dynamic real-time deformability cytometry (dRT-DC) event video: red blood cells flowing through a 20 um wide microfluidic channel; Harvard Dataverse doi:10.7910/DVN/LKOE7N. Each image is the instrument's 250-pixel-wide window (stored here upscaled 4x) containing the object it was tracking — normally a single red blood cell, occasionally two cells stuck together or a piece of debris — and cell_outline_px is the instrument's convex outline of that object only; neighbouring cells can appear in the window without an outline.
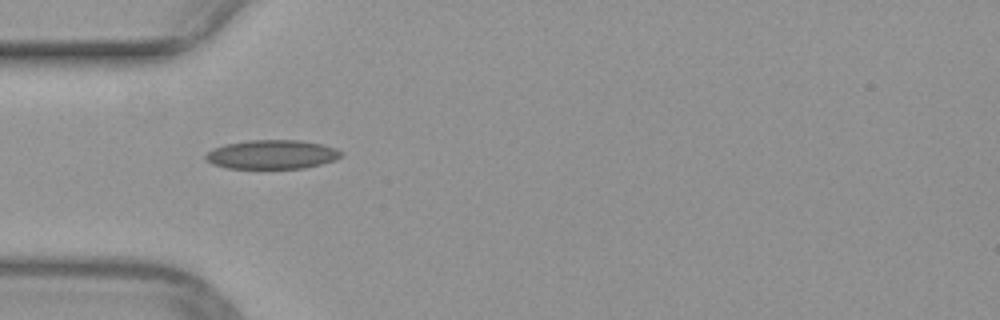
{"species": "common noctule bat (a hibernating species)", "species_latin": "Nyctalus noctula", "temperature_condition": "warm", "stored_images_in_passage": 36, "camera_frame_rate_fps": 3000, "um_per_image_px": 0.085, "animal": {"sex": "female", "body_mass_g": 29.2, "forearm_length_mm": 56.3}, "frame": {"image": 1, "passage_image": 1, "time_ms": 0.0, "image_size_px": [1000, 320], "cell_outline_px": [[344, 152], [336, 160], [304, 168], [228, 168], [212, 164], [204, 160], [204, 156], [212, 148], [224, 144], [248, 140], [300, 140], [324, 144], [336, 148]], "centroid_in_image_um": [23.11, 13.12], "position_along_channel_um": 61.9, "area_um2": 23.12}}
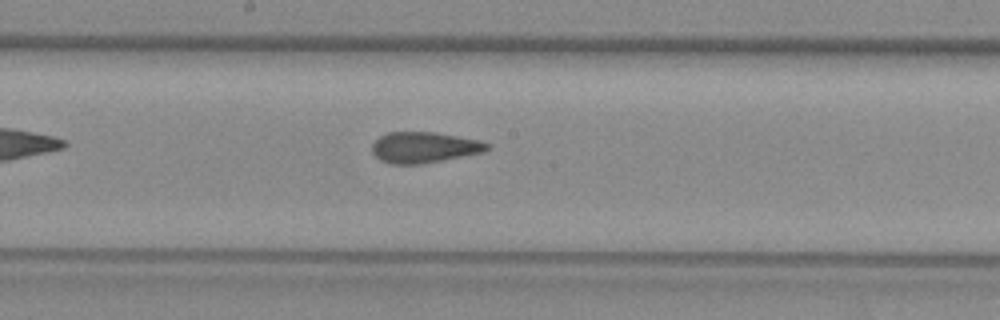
{"frame": {"image": 2, "passage_image": 12, "time_ms": 3.667, "image_size_px": [1000, 320], "cell_outline_px": [[488, 148], [484, 152], [420, 164], [392, 164], [380, 160], [372, 152], [372, 144], [380, 136], [388, 132], [436, 132], [480, 140], [488, 144]], "centroid_in_image_um": [36.03, 12.52], "position_along_channel_um": 212.2, "area_um2": 20.58}}
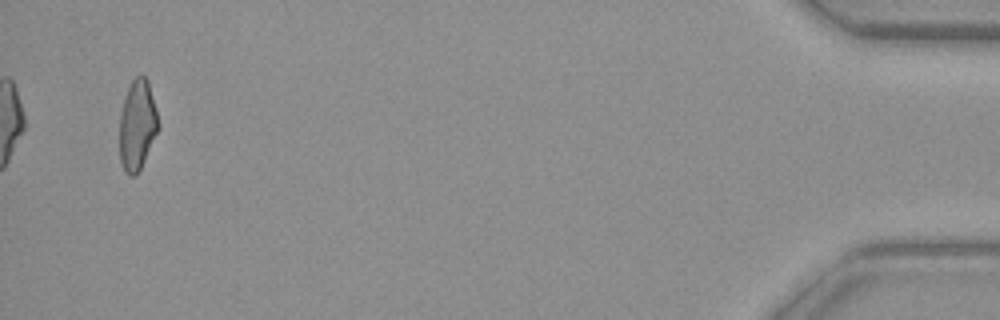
{"frame": {"image": 3, "passage_image": 34, "time_ms": 11.0, "image_size_px": [1000, 320], "cell_outline_px": [[156, 132], [144, 160], [136, 176], [128, 176], [124, 172], [120, 160], [120, 116], [124, 96], [132, 80], [140, 72], [148, 80], [156, 108]], "centroid_in_image_um": [11.63, 10.61], "position_along_channel_um": 423.6, "area_um2": 20.0}}